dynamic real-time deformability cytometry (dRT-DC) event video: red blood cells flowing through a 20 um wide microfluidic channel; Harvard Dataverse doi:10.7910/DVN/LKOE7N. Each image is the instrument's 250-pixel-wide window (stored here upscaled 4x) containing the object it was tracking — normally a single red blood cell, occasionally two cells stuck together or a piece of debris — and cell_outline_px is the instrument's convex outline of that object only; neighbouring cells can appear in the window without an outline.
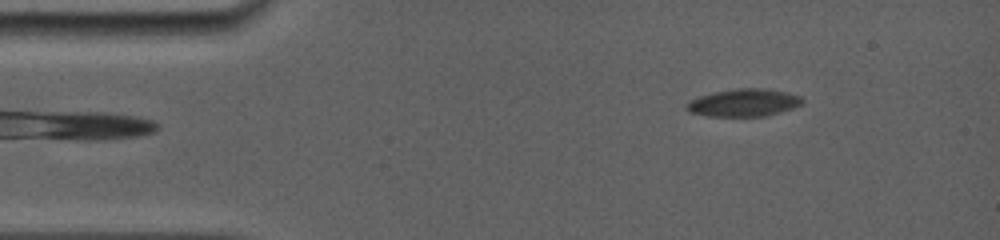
{"species": "common noctule bat (a hibernating species)", "species_latin": "Nyctalus noctula", "temperature_condition": "room temperature", "stored_images_in_passage": 79, "camera_frame_rate_fps": 5000, "um_per_image_px": 0.085, "animal": {"sex": "female", "body_mass_g": 19.0, "forearm_length_mm": 56.7}, "frame": {"image": 1, "passage_image": 3, "time_ms": 0.4, "image_size_px": [1000, 240], "cell_outline_px": [[804, 104], [768, 116], [708, 116], [688, 112], [684, 108], [684, 104], [688, 100], [712, 92], [736, 88], [768, 88], [788, 92], [800, 96], [804, 100]], "centroid_in_image_um": [63.2, 8.72], "position_along_channel_um": 21.8, "area_um2": 19.02}}
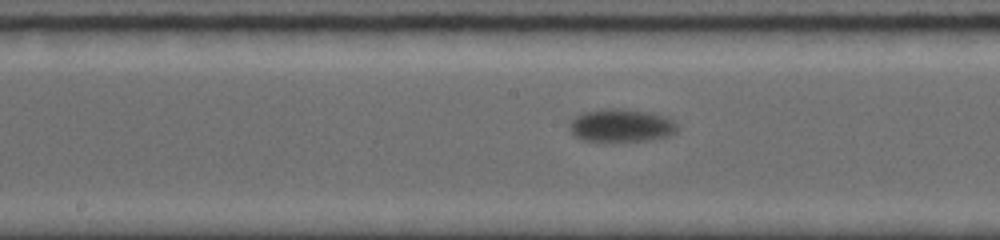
{"frame": {"image": 2, "passage_image": 36, "time_ms": 7.0, "image_size_px": [1000, 240], "cell_outline_px": [[676, 132], [668, 136], [648, 140], [580, 140], [572, 136], [568, 128], [568, 124], [576, 116], [584, 112], [604, 108], [620, 108], [652, 112], [664, 116], [672, 120], [676, 124]], "centroid_in_image_um": [52.75, 10.65], "position_along_channel_um": 195.4, "area_um2": 20.69}}
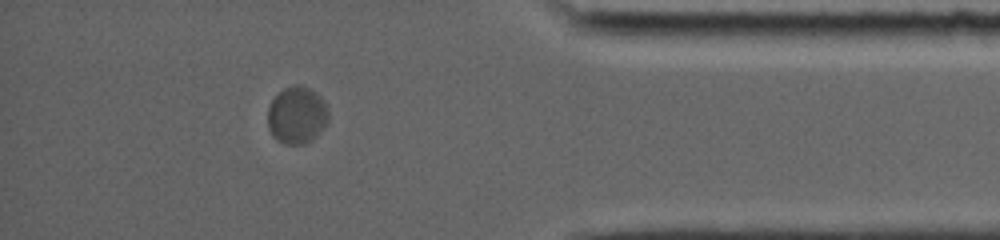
{"frame": {"image": 3, "passage_image": 68, "time_ms": 13.4, "image_size_px": [1000, 240], "cell_outline_px": [[328, 124], [312, 140], [304, 144], [284, 144], [276, 140], [272, 136], [268, 128], [268, 108], [272, 100], [284, 88], [296, 84], [300, 84], [316, 92], [324, 100], [328, 108]], "centroid_in_image_um": [25.25, 9.8], "position_along_channel_um": 410.0, "area_um2": 20.52}, "authors_computed_cell_mechanics": {"area_um2": 19.5364, "velocity_mm_per_s": 3.6394, "shape_relaxation_time_tau1_ms": 4.33, "shape_relaxation_time_tau2_ms": null, "deformation_change_tau1": 0.1108, "deformation_change_tau2": null}}